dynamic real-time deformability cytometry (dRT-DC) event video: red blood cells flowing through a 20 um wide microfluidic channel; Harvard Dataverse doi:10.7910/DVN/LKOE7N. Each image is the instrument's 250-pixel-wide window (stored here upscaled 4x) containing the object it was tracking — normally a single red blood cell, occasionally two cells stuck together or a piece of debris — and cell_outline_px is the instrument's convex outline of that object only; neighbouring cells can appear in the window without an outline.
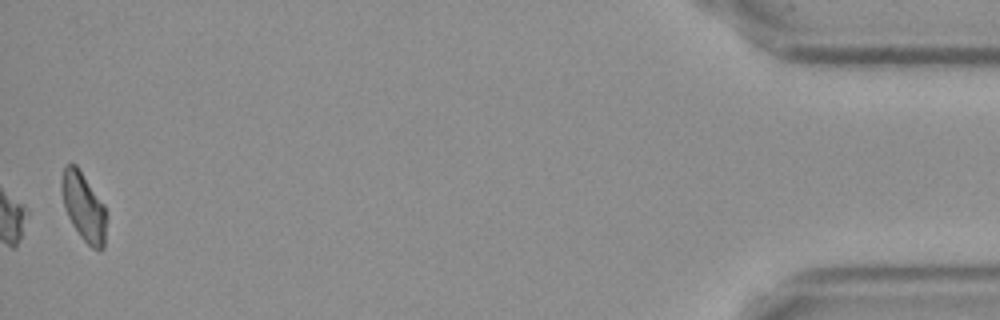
{"species": "Egyptian fruit bat (a non-hibernating species)", "species_latin": "Rousettus aegyptiacus", "temperature_condition": "cold", "stored_images_in_passage": 44, "camera_frame_rate_fps": 3000, "um_per_image_px": 0.085, "frame": {"image": 1, "passage_image": 44, "time_ms": 14.333, "image_size_px": [1000, 320], "cell_outline_px": [[104, 248], [100, 252], [92, 248], [80, 236], [72, 224], [64, 208], [60, 188], [60, 180], [64, 164], [76, 164], [104, 204]], "centroid_in_image_um": [7.05, 17.54], "position_along_channel_um": 428.1, "area_um2": 17.74}, "authors_computed_cell_mechanics": {"area_um2": 17.0221, "velocity_mm_per_s": 3.6275, "shape_relaxation_time_tau1_ms": 4.5286, "shape_relaxation_time_tau2_ms": 8.9576, "deformation_change_tau1": 0.1416, "deformation_change_tau2": 0.1789}}